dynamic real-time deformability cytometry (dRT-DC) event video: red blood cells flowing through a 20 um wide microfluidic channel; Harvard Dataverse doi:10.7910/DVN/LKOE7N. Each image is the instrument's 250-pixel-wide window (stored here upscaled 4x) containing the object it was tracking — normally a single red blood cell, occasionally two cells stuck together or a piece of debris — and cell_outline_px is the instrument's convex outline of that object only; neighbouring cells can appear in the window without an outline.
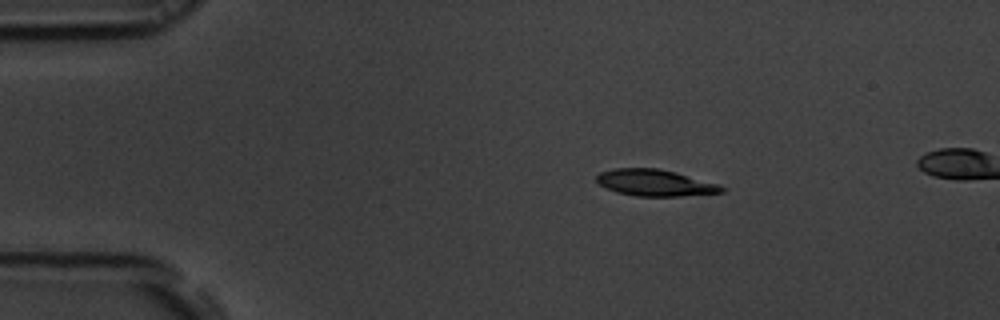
{"species": "common noctule bat (a hibernating species)", "species_latin": "Nyctalus noctula", "temperature_condition": "room temperature", "stored_images_in_passage": 8, "camera_frame_rate_fps": 3000, "um_per_image_px": 0.085, "animal": {"sex": "male", "body_mass_g": 19.5, "forearm_length_mm": 54.6}, "frame": {"image": 1, "passage_image": 1, "time_ms": 0.0, "image_size_px": [1000, 320], "cell_outline_px": [[728, 188], [724, 192], [680, 196], [636, 196], [616, 192], [604, 188], [596, 180], [596, 176], [600, 172], [612, 168], [660, 168], [676, 172], [716, 184]], "centroid_in_image_um": [55.64, 15.53], "position_along_channel_um": 29.4, "area_um2": 19.36}}